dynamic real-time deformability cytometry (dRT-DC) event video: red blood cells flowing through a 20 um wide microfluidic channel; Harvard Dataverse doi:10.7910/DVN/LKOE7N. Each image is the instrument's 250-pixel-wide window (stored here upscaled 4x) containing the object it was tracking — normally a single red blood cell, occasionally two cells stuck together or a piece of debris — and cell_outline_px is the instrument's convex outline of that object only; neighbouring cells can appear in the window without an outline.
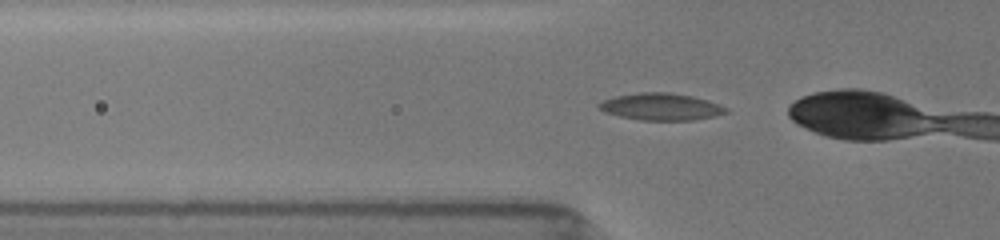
{"species": "common noctule bat (a hibernating species)", "species_latin": "Nyctalus noctula", "temperature_condition": "room temperature", "stored_images_in_passage": 15, "camera_frame_rate_fps": 3000, "um_per_image_px": 0.085, "animal": {"sex": "female", "body_mass_g": 19.5, "forearm_length_mm": 54.1}, "frame": {"image": 1, "passage_image": 13, "time_ms": 4.0, "image_size_px": [1000, 240], "cell_outline_px": [[728, 112], [712, 116], [692, 120], [640, 120], [620, 116], [604, 112], [596, 108], [596, 104], [600, 100], [616, 96], [640, 92], [668, 92], [692, 96], [708, 100], [728, 108]], "centroid_in_image_um": [56.12, 9.06], "position_along_channel_um": 69.7, "area_um2": 20.06}}